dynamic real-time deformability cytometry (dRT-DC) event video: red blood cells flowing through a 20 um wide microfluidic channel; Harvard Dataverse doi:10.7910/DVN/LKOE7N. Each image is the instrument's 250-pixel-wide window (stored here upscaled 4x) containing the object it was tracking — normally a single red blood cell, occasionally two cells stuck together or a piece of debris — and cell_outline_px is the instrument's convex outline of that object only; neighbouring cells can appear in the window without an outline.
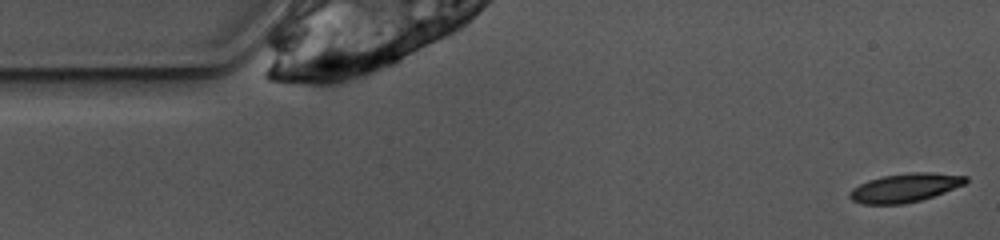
{"species": "common noctule bat (a hibernating species)", "species_latin": "Nyctalus noctula", "temperature_condition": "warm", "stored_images_in_passage": 5, "camera_frame_rate_fps": 3000, "um_per_image_px": 0.085, "animal": {"sex": "female", "body_mass_g": 10.0, "forearm_length_mm": 53.1}, "frame": {"image": 1, "passage_image": 1, "time_ms": 0.0, "image_size_px": [1000, 240], "cell_outline_px": [[968, 180], [964, 184], [944, 192], [920, 200], [904, 204], [860, 204], [852, 200], [848, 196], [848, 192], [852, 188], [868, 180], [884, 176], [912, 172], [932, 172], [968, 176]], "centroid_in_image_um": [76.9, 15.96], "position_along_channel_um": 8.1, "area_um2": 19.36}}